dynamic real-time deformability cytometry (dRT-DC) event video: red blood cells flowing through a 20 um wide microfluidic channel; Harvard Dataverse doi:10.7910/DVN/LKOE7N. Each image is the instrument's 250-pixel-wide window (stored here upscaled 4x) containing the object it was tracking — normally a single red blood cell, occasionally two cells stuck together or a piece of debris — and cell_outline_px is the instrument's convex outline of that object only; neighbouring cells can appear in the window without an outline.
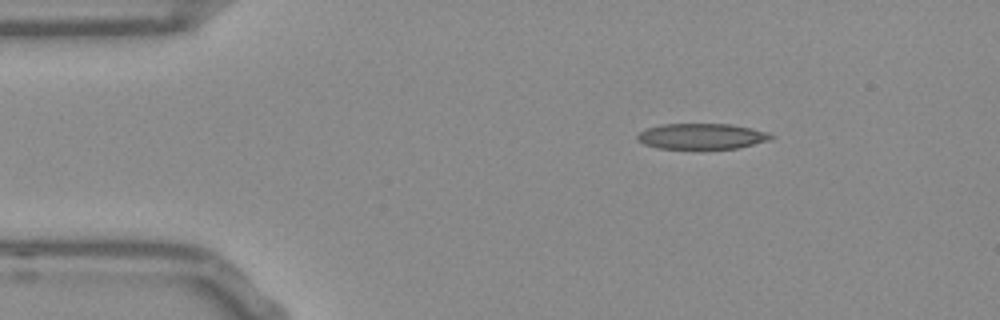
{"species": "Egyptian fruit bat (a non-hibernating species)", "species_latin": "Rousettus aegyptiacus", "temperature_condition": "room temperature", "stored_images_in_passage": 46, "camera_frame_rate_fps": 3000, "um_per_image_px": 0.085, "frame": {"image": 1, "passage_image": 1, "time_ms": 0.0, "image_size_px": [1000, 320], "cell_outline_px": [[776, 136], [772, 140], [736, 148], [656, 148], [644, 144], [636, 136], [644, 128], [660, 124], [732, 124], [764, 132]], "centroid_in_image_um": [59.62, 11.58], "position_along_channel_um": 25.4, "area_um2": 19.83}}
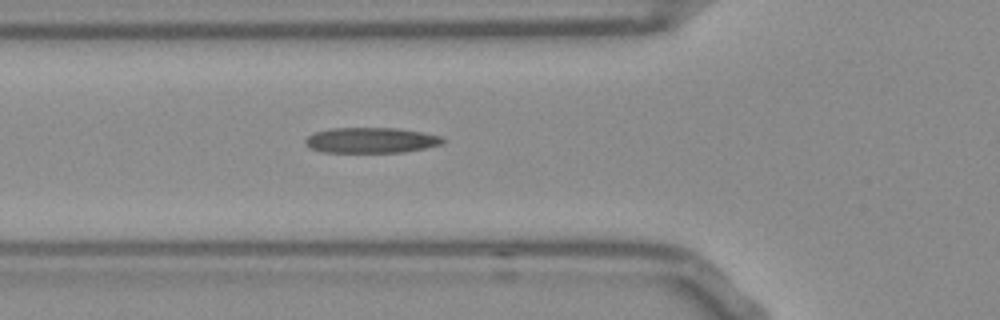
{"frame": {"image": 2, "passage_image": 11, "time_ms": 3.333, "image_size_px": [1000, 320], "cell_outline_px": [[448, 140], [444, 144], [404, 152], [324, 152], [308, 148], [304, 144], [304, 140], [308, 136], [316, 132], [332, 128], [396, 128], [420, 132], [440, 136]], "centroid_in_image_um": [31.54, 11.93], "position_along_channel_um": 94.3, "area_um2": 20.46}}
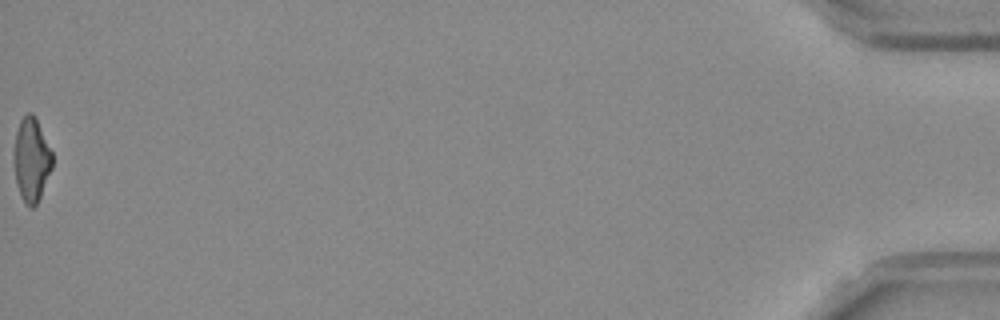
{"frame": {"image": 3, "passage_image": 46, "time_ms": 15.0, "image_size_px": [1000, 320], "cell_outline_px": [[52, 168], [40, 196], [36, 204], [32, 208], [24, 204], [20, 196], [16, 184], [12, 156], [16, 132], [20, 120], [28, 112], [32, 112], [36, 116], [52, 152]], "centroid_in_image_um": [2.65, 13.56], "position_along_channel_um": 432.6, "area_um2": 19.07}, "authors_computed_cell_mechanics": {"area_um2": 19.8832, "velocity_mm_per_s": 3.8144, "shape_relaxation_time_tau1_ms": 8.4447, "shape_relaxation_time_tau2_ms": 2.9157, "deformation_change_tau1": 0.2235, "deformation_change_tau2": 0.1465}}